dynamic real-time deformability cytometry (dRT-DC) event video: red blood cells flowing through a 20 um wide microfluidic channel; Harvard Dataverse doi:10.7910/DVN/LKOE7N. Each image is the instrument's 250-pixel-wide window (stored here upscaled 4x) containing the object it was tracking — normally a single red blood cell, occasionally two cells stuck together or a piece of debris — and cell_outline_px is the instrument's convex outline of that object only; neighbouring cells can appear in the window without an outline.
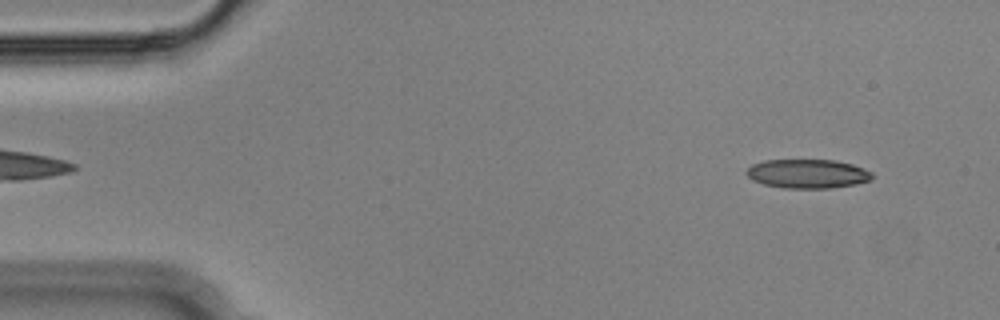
{"species": "Egyptian fruit bat (a non-hibernating species)", "species_latin": "Rousettus aegyptiacus", "temperature_condition": "cold", "stored_images_in_passage": 54, "camera_frame_rate_fps": 3000, "um_per_image_px": 0.085, "animal": {"sex": "male"}, "frame": {"image": 1, "passage_image": 4, "time_ms": 1.0, "image_size_px": [1000, 320], "cell_outline_px": [[872, 180], [856, 184], [832, 188], [784, 188], [764, 184], [752, 180], [744, 172], [752, 164], [764, 160], [836, 160], [852, 164], [864, 168], [872, 172]], "centroid_in_image_um": [68.65, 14.77], "position_along_channel_um": 16.3, "area_um2": 21.39}}
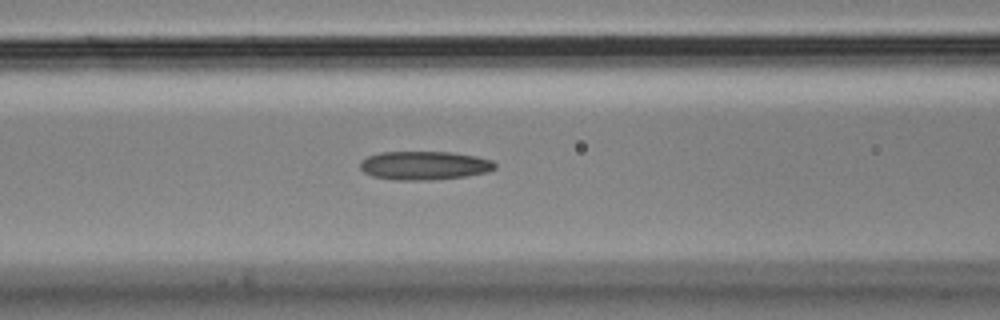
{"frame": {"image": 2, "passage_image": 21, "time_ms": 6.667, "image_size_px": [1000, 320], "cell_outline_px": [[496, 168], [488, 172], [468, 176], [428, 180], [392, 180], [372, 176], [364, 172], [360, 168], [360, 160], [368, 156], [380, 152], [452, 152], [476, 156], [492, 160], [496, 164]], "centroid_in_image_um": [36.07, 14.07], "position_along_channel_um": 130.5, "area_um2": 22.72}}
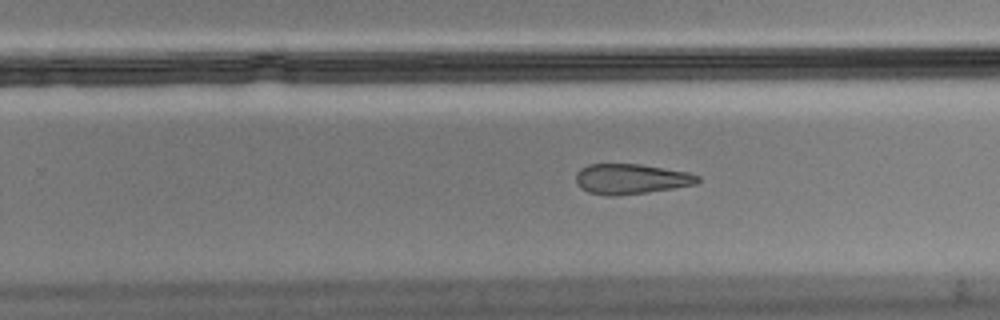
{"frame": {"image": 3, "passage_image": 33, "time_ms": 10.667, "image_size_px": [1000, 320], "cell_outline_px": [[700, 180], [696, 184], [648, 192], [616, 196], [608, 196], [588, 192], [580, 188], [576, 184], [576, 172], [580, 168], [588, 164], [640, 164], [688, 172], [700, 176]], "centroid_in_image_um": [53.6, 15.21], "position_along_channel_um": 276.2, "area_um2": 21.56}, "authors_computed_cell_mechanics": {"area_um2": 22.4842, "velocity_mm_per_s": 3.6404, "shape_relaxation_time_tau1_ms": null, "shape_relaxation_time_tau2_ms": 8.6334, "deformation_change_tau1": null, "deformation_change_tau2": 0.2396}}